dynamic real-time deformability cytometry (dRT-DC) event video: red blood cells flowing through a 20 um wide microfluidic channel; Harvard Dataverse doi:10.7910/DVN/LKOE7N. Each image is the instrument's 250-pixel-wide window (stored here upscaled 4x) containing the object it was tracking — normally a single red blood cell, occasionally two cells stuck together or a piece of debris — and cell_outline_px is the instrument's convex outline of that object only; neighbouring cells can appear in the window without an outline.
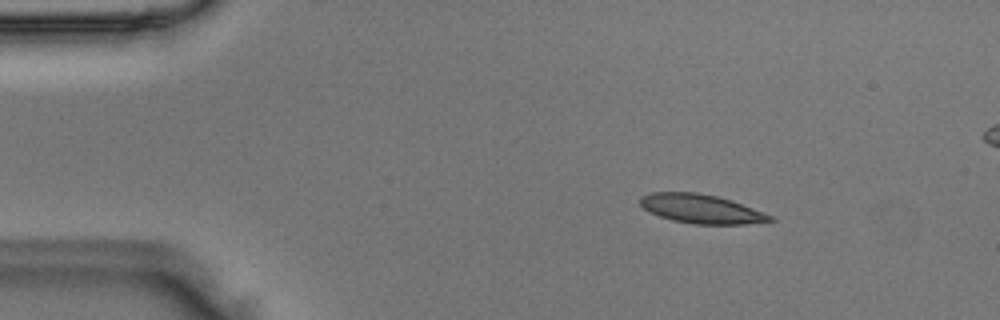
{"species": "Egyptian fruit bat (a non-hibernating species)", "species_latin": "Rousettus aegyptiacus", "temperature_condition": "room temperature", "stored_images_in_passage": 47, "camera_frame_rate_fps": 3000, "um_per_image_px": 0.085, "animal": {"sex": "male"}, "frame": {"image": 1, "passage_image": 3, "time_ms": 0.667, "image_size_px": [1000, 320], "cell_outline_px": [[776, 220], [744, 224], [696, 224], [672, 220], [648, 212], [640, 204], [640, 196], [652, 192], [696, 192], [716, 196], [732, 200], [776, 216]], "centroid_in_image_um": [59.63, 17.75], "position_along_channel_um": 25.4, "area_um2": 22.08}}
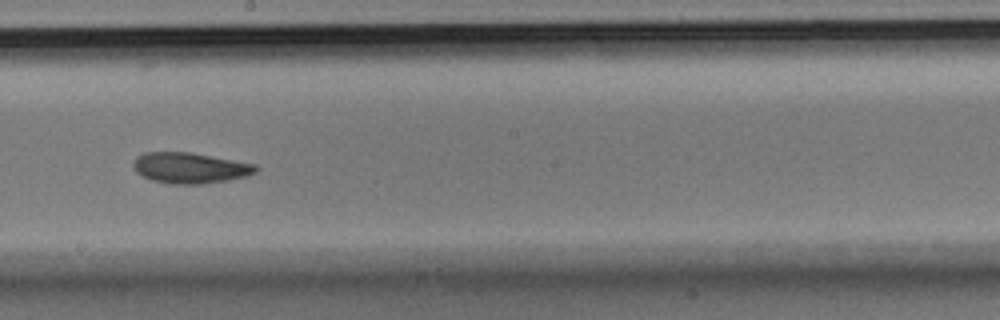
{"frame": {"image": 2, "passage_image": 24, "time_ms": 7.667, "image_size_px": [1000, 320], "cell_outline_px": [[260, 168], [256, 172], [248, 176], [228, 180], [200, 184], [168, 184], [152, 180], [140, 176], [136, 172], [132, 164], [136, 156], [144, 152], [192, 152], [256, 164]], "centroid_in_image_um": [16.15, 14.27], "position_along_channel_um": 232.1, "area_um2": 22.31}}
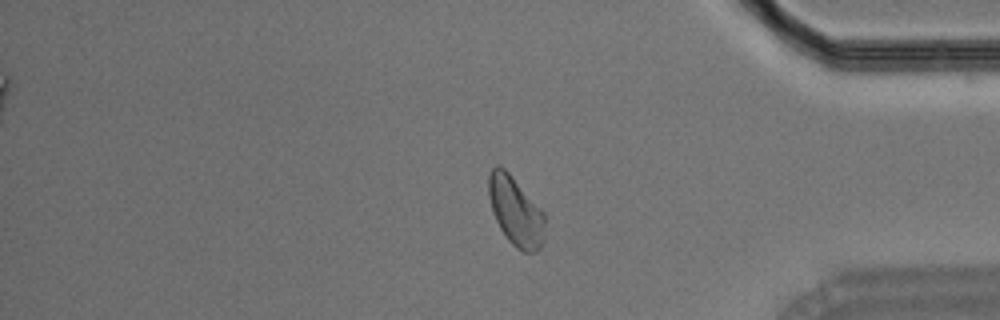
{"frame": {"image": 3, "passage_image": 38, "time_ms": 12.333, "image_size_px": [1000, 320], "cell_outline_px": [[544, 224], [540, 248], [536, 252], [524, 252], [516, 248], [508, 240], [500, 228], [496, 220], [488, 196], [488, 176], [492, 168], [496, 164], [500, 164], [512, 176], [544, 212]], "centroid_in_image_um": [43.8, 17.93], "position_along_channel_um": 391.4, "area_um2": 22.37}}